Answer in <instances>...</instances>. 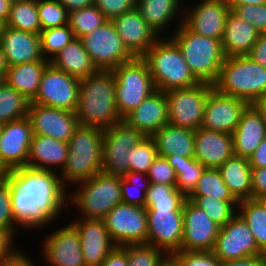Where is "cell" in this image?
Wrapping results in <instances>:
<instances>
[{
  "label": "cell",
  "mask_w": 266,
  "mask_h": 266,
  "mask_svg": "<svg viewBox=\"0 0 266 266\" xmlns=\"http://www.w3.org/2000/svg\"><path fill=\"white\" fill-rule=\"evenodd\" d=\"M19 228L21 227L14 219L12 212L10 180L5 175L0 180V229L10 233L16 239Z\"/></svg>",
  "instance_id": "48"
},
{
  "label": "cell",
  "mask_w": 266,
  "mask_h": 266,
  "mask_svg": "<svg viewBox=\"0 0 266 266\" xmlns=\"http://www.w3.org/2000/svg\"><path fill=\"white\" fill-rule=\"evenodd\" d=\"M28 117L33 135H44L68 143L79 126L75 112L30 103Z\"/></svg>",
  "instance_id": "21"
},
{
  "label": "cell",
  "mask_w": 266,
  "mask_h": 266,
  "mask_svg": "<svg viewBox=\"0 0 266 266\" xmlns=\"http://www.w3.org/2000/svg\"><path fill=\"white\" fill-rule=\"evenodd\" d=\"M158 156L155 142L151 136H146L139 144L128 151L130 171L145 173Z\"/></svg>",
  "instance_id": "45"
},
{
  "label": "cell",
  "mask_w": 266,
  "mask_h": 266,
  "mask_svg": "<svg viewBox=\"0 0 266 266\" xmlns=\"http://www.w3.org/2000/svg\"><path fill=\"white\" fill-rule=\"evenodd\" d=\"M30 256L21 250H17L10 258L6 259L0 266H35Z\"/></svg>",
  "instance_id": "58"
},
{
  "label": "cell",
  "mask_w": 266,
  "mask_h": 266,
  "mask_svg": "<svg viewBox=\"0 0 266 266\" xmlns=\"http://www.w3.org/2000/svg\"><path fill=\"white\" fill-rule=\"evenodd\" d=\"M121 178L99 172L89 179L76 183L73 192L71 188L68 191V204H73V208L78 209L79 218L103 220L107 213L122 203Z\"/></svg>",
  "instance_id": "7"
},
{
  "label": "cell",
  "mask_w": 266,
  "mask_h": 266,
  "mask_svg": "<svg viewBox=\"0 0 266 266\" xmlns=\"http://www.w3.org/2000/svg\"><path fill=\"white\" fill-rule=\"evenodd\" d=\"M6 23L8 27L40 34L41 24L38 16L37 0L12 2Z\"/></svg>",
  "instance_id": "38"
},
{
  "label": "cell",
  "mask_w": 266,
  "mask_h": 266,
  "mask_svg": "<svg viewBox=\"0 0 266 266\" xmlns=\"http://www.w3.org/2000/svg\"><path fill=\"white\" fill-rule=\"evenodd\" d=\"M107 21L104 14L94 5L69 12L68 24L75 38L91 33Z\"/></svg>",
  "instance_id": "41"
},
{
  "label": "cell",
  "mask_w": 266,
  "mask_h": 266,
  "mask_svg": "<svg viewBox=\"0 0 266 266\" xmlns=\"http://www.w3.org/2000/svg\"><path fill=\"white\" fill-rule=\"evenodd\" d=\"M78 232L86 266H101L117 247L111 239L102 219L74 218L70 222Z\"/></svg>",
  "instance_id": "22"
},
{
  "label": "cell",
  "mask_w": 266,
  "mask_h": 266,
  "mask_svg": "<svg viewBox=\"0 0 266 266\" xmlns=\"http://www.w3.org/2000/svg\"><path fill=\"white\" fill-rule=\"evenodd\" d=\"M197 2V3H196ZM196 4V5H195ZM183 24L192 32L221 40L230 11L224 0H199L185 4ZM190 6V7H189Z\"/></svg>",
  "instance_id": "15"
},
{
  "label": "cell",
  "mask_w": 266,
  "mask_h": 266,
  "mask_svg": "<svg viewBox=\"0 0 266 266\" xmlns=\"http://www.w3.org/2000/svg\"><path fill=\"white\" fill-rule=\"evenodd\" d=\"M212 253L221 262H224L263 252L257 247L248 225L236 214L229 222L220 227Z\"/></svg>",
  "instance_id": "16"
},
{
  "label": "cell",
  "mask_w": 266,
  "mask_h": 266,
  "mask_svg": "<svg viewBox=\"0 0 266 266\" xmlns=\"http://www.w3.org/2000/svg\"><path fill=\"white\" fill-rule=\"evenodd\" d=\"M137 0H94L96 6L107 20H112L136 8Z\"/></svg>",
  "instance_id": "52"
},
{
  "label": "cell",
  "mask_w": 266,
  "mask_h": 266,
  "mask_svg": "<svg viewBox=\"0 0 266 266\" xmlns=\"http://www.w3.org/2000/svg\"><path fill=\"white\" fill-rule=\"evenodd\" d=\"M266 194V167L252 168V199Z\"/></svg>",
  "instance_id": "53"
},
{
  "label": "cell",
  "mask_w": 266,
  "mask_h": 266,
  "mask_svg": "<svg viewBox=\"0 0 266 266\" xmlns=\"http://www.w3.org/2000/svg\"><path fill=\"white\" fill-rule=\"evenodd\" d=\"M32 125L28 116L2 124L0 137V170L5 174L27 166Z\"/></svg>",
  "instance_id": "14"
},
{
  "label": "cell",
  "mask_w": 266,
  "mask_h": 266,
  "mask_svg": "<svg viewBox=\"0 0 266 266\" xmlns=\"http://www.w3.org/2000/svg\"><path fill=\"white\" fill-rule=\"evenodd\" d=\"M103 132L97 127L79 125L68 141V156L59 173L67 188L102 172Z\"/></svg>",
  "instance_id": "3"
},
{
  "label": "cell",
  "mask_w": 266,
  "mask_h": 266,
  "mask_svg": "<svg viewBox=\"0 0 266 266\" xmlns=\"http://www.w3.org/2000/svg\"><path fill=\"white\" fill-rule=\"evenodd\" d=\"M248 56L266 68V33H260Z\"/></svg>",
  "instance_id": "56"
},
{
  "label": "cell",
  "mask_w": 266,
  "mask_h": 266,
  "mask_svg": "<svg viewBox=\"0 0 266 266\" xmlns=\"http://www.w3.org/2000/svg\"><path fill=\"white\" fill-rule=\"evenodd\" d=\"M159 156L194 157L195 131L166 124L152 136Z\"/></svg>",
  "instance_id": "31"
},
{
  "label": "cell",
  "mask_w": 266,
  "mask_h": 266,
  "mask_svg": "<svg viewBox=\"0 0 266 266\" xmlns=\"http://www.w3.org/2000/svg\"><path fill=\"white\" fill-rule=\"evenodd\" d=\"M122 248L127 252L129 266H158L166 255L161 249L147 243L125 245Z\"/></svg>",
  "instance_id": "47"
},
{
  "label": "cell",
  "mask_w": 266,
  "mask_h": 266,
  "mask_svg": "<svg viewBox=\"0 0 266 266\" xmlns=\"http://www.w3.org/2000/svg\"><path fill=\"white\" fill-rule=\"evenodd\" d=\"M187 199L205 211L206 215L220 227L237 214L238 202H227L209 195H189Z\"/></svg>",
  "instance_id": "39"
},
{
  "label": "cell",
  "mask_w": 266,
  "mask_h": 266,
  "mask_svg": "<svg viewBox=\"0 0 266 266\" xmlns=\"http://www.w3.org/2000/svg\"><path fill=\"white\" fill-rule=\"evenodd\" d=\"M220 226L203 211L186 200L183 206V251H212Z\"/></svg>",
  "instance_id": "20"
},
{
  "label": "cell",
  "mask_w": 266,
  "mask_h": 266,
  "mask_svg": "<svg viewBox=\"0 0 266 266\" xmlns=\"http://www.w3.org/2000/svg\"><path fill=\"white\" fill-rule=\"evenodd\" d=\"M115 75L112 70H97L79 79L75 111L79 125L107 129L122 121L116 108Z\"/></svg>",
  "instance_id": "2"
},
{
  "label": "cell",
  "mask_w": 266,
  "mask_h": 266,
  "mask_svg": "<svg viewBox=\"0 0 266 266\" xmlns=\"http://www.w3.org/2000/svg\"><path fill=\"white\" fill-rule=\"evenodd\" d=\"M234 155L231 134L199 128L195 131L194 158L205 168H219Z\"/></svg>",
  "instance_id": "26"
},
{
  "label": "cell",
  "mask_w": 266,
  "mask_h": 266,
  "mask_svg": "<svg viewBox=\"0 0 266 266\" xmlns=\"http://www.w3.org/2000/svg\"><path fill=\"white\" fill-rule=\"evenodd\" d=\"M123 120L145 136H152L168 124L166 93L155 90L137 108L129 112Z\"/></svg>",
  "instance_id": "25"
},
{
  "label": "cell",
  "mask_w": 266,
  "mask_h": 266,
  "mask_svg": "<svg viewBox=\"0 0 266 266\" xmlns=\"http://www.w3.org/2000/svg\"><path fill=\"white\" fill-rule=\"evenodd\" d=\"M237 214L253 233L257 247L266 253V211L256 199L238 202Z\"/></svg>",
  "instance_id": "37"
},
{
  "label": "cell",
  "mask_w": 266,
  "mask_h": 266,
  "mask_svg": "<svg viewBox=\"0 0 266 266\" xmlns=\"http://www.w3.org/2000/svg\"><path fill=\"white\" fill-rule=\"evenodd\" d=\"M150 183L175 185L176 174L166 157L157 156L147 172Z\"/></svg>",
  "instance_id": "50"
},
{
  "label": "cell",
  "mask_w": 266,
  "mask_h": 266,
  "mask_svg": "<svg viewBox=\"0 0 266 266\" xmlns=\"http://www.w3.org/2000/svg\"><path fill=\"white\" fill-rule=\"evenodd\" d=\"M11 2L9 0H0V19L7 22L10 14Z\"/></svg>",
  "instance_id": "64"
},
{
  "label": "cell",
  "mask_w": 266,
  "mask_h": 266,
  "mask_svg": "<svg viewBox=\"0 0 266 266\" xmlns=\"http://www.w3.org/2000/svg\"><path fill=\"white\" fill-rule=\"evenodd\" d=\"M80 39L97 70H113L135 58L124 46L111 20Z\"/></svg>",
  "instance_id": "10"
},
{
  "label": "cell",
  "mask_w": 266,
  "mask_h": 266,
  "mask_svg": "<svg viewBox=\"0 0 266 266\" xmlns=\"http://www.w3.org/2000/svg\"><path fill=\"white\" fill-rule=\"evenodd\" d=\"M218 170L230 193L238 202L252 199V168L249 158L233 155Z\"/></svg>",
  "instance_id": "32"
},
{
  "label": "cell",
  "mask_w": 266,
  "mask_h": 266,
  "mask_svg": "<svg viewBox=\"0 0 266 266\" xmlns=\"http://www.w3.org/2000/svg\"><path fill=\"white\" fill-rule=\"evenodd\" d=\"M251 168L266 167V138L262 140L258 148L249 157Z\"/></svg>",
  "instance_id": "59"
},
{
  "label": "cell",
  "mask_w": 266,
  "mask_h": 266,
  "mask_svg": "<svg viewBox=\"0 0 266 266\" xmlns=\"http://www.w3.org/2000/svg\"><path fill=\"white\" fill-rule=\"evenodd\" d=\"M190 195H209L227 202H238L230 193L217 168H206Z\"/></svg>",
  "instance_id": "42"
},
{
  "label": "cell",
  "mask_w": 266,
  "mask_h": 266,
  "mask_svg": "<svg viewBox=\"0 0 266 266\" xmlns=\"http://www.w3.org/2000/svg\"><path fill=\"white\" fill-rule=\"evenodd\" d=\"M214 88L252 105L266 94V68L248 55L225 57Z\"/></svg>",
  "instance_id": "6"
},
{
  "label": "cell",
  "mask_w": 266,
  "mask_h": 266,
  "mask_svg": "<svg viewBox=\"0 0 266 266\" xmlns=\"http://www.w3.org/2000/svg\"><path fill=\"white\" fill-rule=\"evenodd\" d=\"M145 137L142 132L129 126L124 120L104 129L102 172L121 177L129 173L128 151Z\"/></svg>",
  "instance_id": "11"
},
{
  "label": "cell",
  "mask_w": 266,
  "mask_h": 266,
  "mask_svg": "<svg viewBox=\"0 0 266 266\" xmlns=\"http://www.w3.org/2000/svg\"><path fill=\"white\" fill-rule=\"evenodd\" d=\"M158 266H182V264L173 254H166Z\"/></svg>",
  "instance_id": "63"
},
{
  "label": "cell",
  "mask_w": 266,
  "mask_h": 266,
  "mask_svg": "<svg viewBox=\"0 0 266 266\" xmlns=\"http://www.w3.org/2000/svg\"><path fill=\"white\" fill-rule=\"evenodd\" d=\"M260 32L230 9L221 39L225 57L249 55Z\"/></svg>",
  "instance_id": "29"
},
{
  "label": "cell",
  "mask_w": 266,
  "mask_h": 266,
  "mask_svg": "<svg viewBox=\"0 0 266 266\" xmlns=\"http://www.w3.org/2000/svg\"><path fill=\"white\" fill-rule=\"evenodd\" d=\"M222 266H266V253L221 262Z\"/></svg>",
  "instance_id": "55"
},
{
  "label": "cell",
  "mask_w": 266,
  "mask_h": 266,
  "mask_svg": "<svg viewBox=\"0 0 266 266\" xmlns=\"http://www.w3.org/2000/svg\"><path fill=\"white\" fill-rule=\"evenodd\" d=\"M5 175L10 180L13 217L22 229L32 232L51 226L68 209V188L59 173L26 166Z\"/></svg>",
  "instance_id": "1"
},
{
  "label": "cell",
  "mask_w": 266,
  "mask_h": 266,
  "mask_svg": "<svg viewBox=\"0 0 266 266\" xmlns=\"http://www.w3.org/2000/svg\"><path fill=\"white\" fill-rule=\"evenodd\" d=\"M40 244L41 259L48 266H86L78 232L71 223L55 228Z\"/></svg>",
  "instance_id": "17"
},
{
  "label": "cell",
  "mask_w": 266,
  "mask_h": 266,
  "mask_svg": "<svg viewBox=\"0 0 266 266\" xmlns=\"http://www.w3.org/2000/svg\"><path fill=\"white\" fill-rule=\"evenodd\" d=\"M182 266H222L212 251H178L173 254Z\"/></svg>",
  "instance_id": "51"
},
{
  "label": "cell",
  "mask_w": 266,
  "mask_h": 266,
  "mask_svg": "<svg viewBox=\"0 0 266 266\" xmlns=\"http://www.w3.org/2000/svg\"><path fill=\"white\" fill-rule=\"evenodd\" d=\"M187 197L176 185L150 183L146 192V210H183Z\"/></svg>",
  "instance_id": "35"
},
{
  "label": "cell",
  "mask_w": 266,
  "mask_h": 266,
  "mask_svg": "<svg viewBox=\"0 0 266 266\" xmlns=\"http://www.w3.org/2000/svg\"><path fill=\"white\" fill-rule=\"evenodd\" d=\"M1 131H2V124L0 123V137H1Z\"/></svg>",
  "instance_id": "68"
},
{
  "label": "cell",
  "mask_w": 266,
  "mask_h": 266,
  "mask_svg": "<svg viewBox=\"0 0 266 266\" xmlns=\"http://www.w3.org/2000/svg\"><path fill=\"white\" fill-rule=\"evenodd\" d=\"M103 220L117 247L147 243L148 222L145 207L120 203Z\"/></svg>",
  "instance_id": "12"
},
{
  "label": "cell",
  "mask_w": 266,
  "mask_h": 266,
  "mask_svg": "<svg viewBox=\"0 0 266 266\" xmlns=\"http://www.w3.org/2000/svg\"><path fill=\"white\" fill-rule=\"evenodd\" d=\"M243 20L251 23L260 33H266V4H246L232 9Z\"/></svg>",
  "instance_id": "49"
},
{
  "label": "cell",
  "mask_w": 266,
  "mask_h": 266,
  "mask_svg": "<svg viewBox=\"0 0 266 266\" xmlns=\"http://www.w3.org/2000/svg\"><path fill=\"white\" fill-rule=\"evenodd\" d=\"M147 244L166 254L181 251L183 239V210H146Z\"/></svg>",
  "instance_id": "19"
},
{
  "label": "cell",
  "mask_w": 266,
  "mask_h": 266,
  "mask_svg": "<svg viewBox=\"0 0 266 266\" xmlns=\"http://www.w3.org/2000/svg\"><path fill=\"white\" fill-rule=\"evenodd\" d=\"M166 159L175 170L176 188L188 197L206 168L194 157L174 158V155H169Z\"/></svg>",
  "instance_id": "36"
},
{
  "label": "cell",
  "mask_w": 266,
  "mask_h": 266,
  "mask_svg": "<svg viewBox=\"0 0 266 266\" xmlns=\"http://www.w3.org/2000/svg\"><path fill=\"white\" fill-rule=\"evenodd\" d=\"M116 108L123 119L155 90L147 63L141 57L114 68Z\"/></svg>",
  "instance_id": "8"
},
{
  "label": "cell",
  "mask_w": 266,
  "mask_h": 266,
  "mask_svg": "<svg viewBox=\"0 0 266 266\" xmlns=\"http://www.w3.org/2000/svg\"><path fill=\"white\" fill-rule=\"evenodd\" d=\"M141 58L147 63L156 90L167 92L200 83L170 37H160Z\"/></svg>",
  "instance_id": "5"
},
{
  "label": "cell",
  "mask_w": 266,
  "mask_h": 266,
  "mask_svg": "<svg viewBox=\"0 0 266 266\" xmlns=\"http://www.w3.org/2000/svg\"><path fill=\"white\" fill-rule=\"evenodd\" d=\"M39 36L42 56L48 61L75 39L69 24L41 30Z\"/></svg>",
  "instance_id": "44"
},
{
  "label": "cell",
  "mask_w": 266,
  "mask_h": 266,
  "mask_svg": "<svg viewBox=\"0 0 266 266\" xmlns=\"http://www.w3.org/2000/svg\"><path fill=\"white\" fill-rule=\"evenodd\" d=\"M48 63L43 59L6 67L4 82L31 102L38 93L42 72Z\"/></svg>",
  "instance_id": "33"
},
{
  "label": "cell",
  "mask_w": 266,
  "mask_h": 266,
  "mask_svg": "<svg viewBox=\"0 0 266 266\" xmlns=\"http://www.w3.org/2000/svg\"><path fill=\"white\" fill-rule=\"evenodd\" d=\"M230 9H233L235 6L246 5V4H255L262 5L266 4V0H224Z\"/></svg>",
  "instance_id": "61"
},
{
  "label": "cell",
  "mask_w": 266,
  "mask_h": 266,
  "mask_svg": "<svg viewBox=\"0 0 266 266\" xmlns=\"http://www.w3.org/2000/svg\"><path fill=\"white\" fill-rule=\"evenodd\" d=\"M149 186L147 174L130 171L121 178L122 203L144 207Z\"/></svg>",
  "instance_id": "43"
},
{
  "label": "cell",
  "mask_w": 266,
  "mask_h": 266,
  "mask_svg": "<svg viewBox=\"0 0 266 266\" xmlns=\"http://www.w3.org/2000/svg\"><path fill=\"white\" fill-rule=\"evenodd\" d=\"M5 176V173L0 170V180Z\"/></svg>",
  "instance_id": "67"
},
{
  "label": "cell",
  "mask_w": 266,
  "mask_h": 266,
  "mask_svg": "<svg viewBox=\"0 0 266 266\" xmlns=\"http://www.w3.org/2000/svg\"><path fill=\"white\" fill-rule=\"evenodd\" d=\"M170 33L194 77L201 83L214 85L218 80L225 55L221 40L190 31L183 23Z\"/></svg>",
  "instance_id": "4"
},
{
  "label": "cell",
  "mask_w": 266,
  "mask_h": 266,
  "mask_svg": "<svg viewBox=\"0 0 266 266\" xmlns=\"http://www.w3.org/2000/svg\"><path fill=\"white\" fill-rule=\"evenodd\" d=\"M41 30L68 24L69 13L57 0H37Z\"/></svg>",
  "instance_id": "46"
},
{
  "label": "cell",
  "mask_w": 266,
  "mask_h": 266,
  "mask_svg": "<svg viewBox=\"0 0 266 266\" xmlns=\"http://www.w3.org/2000/svg\"><path fill=\"white\" fill-rule=\"evenodd\" d=\"M214 87L209 83L173 89L165 92L168 104V123L196 131L203 122L205 104L209 91Z\"/></svg>",
  "instance_id": "9"
},
{
  "label": "cell",
  "mask_w": 266,
  "mask_h": 266,
  "mask_svg": "<svg viewBox=\"0 0 266 266\" xmlns=\"http://www.w3.org/2000/svg\"><path fill=\"white\" fill-rule=\"evenodd\" d=\"M30 102L6 82L0 84V123L28 116Z\"/></svg>",
  "instance_id": "40"
},
{
  "label": "cell",
  "mask_w": 266,
  "mask_h": 266,
  "mask_svg": "<svg viewBox=\"0 0 266 266\" xmlns=\"http://www.w3.org/2000/svg\"><path fill=\"white\" fill-rule=\"evenodd\" d=\"M256 200L263 206L266 211V194L257 197Z\"/></svg>",
  "instance_id": "65"
},
{
  "label": "cell",
  "mask_w": 266,
  "mask_h": 266,
  "mask_svg": "<svg viewBox=\"0 0 266 266\" xmlns=\"http://www.w3.org/2000/svg\"><path fill=\"white\" fill-rule=\"evenodd\" d=\"M0 58L5 68L43 60L39 34L7 26L0 41Z\"/></svg>",
  "instance_id": "24"
},
{
  "label": "cell",
  "mask_w": 266,
  "mask_h": 266,
  "mask_svg": "<svg viewBox=\"0 0 266 266\" xmlns=\"http://www.w3.org/2000/svg\"><path fill=\"white\" fill-rule=\"evenodd\" d=\"M231 135L234 155L249 158L266 138V122L254 106L249 105Z\"/></svg>",
  "instance_id": "28"
},
{
  "label": "cell",
  "mask_w": 266,
  "mask_h": 266,
  "mask_svg": "<svg viewBox=\"0 0 266 266\" xmlns=\"http://www.w3.org/2000/svg\"><path fill=\"white\" fill-rule=\"evenodd\" d=\"M6 27H7V23L3 21L2 19H0V41H1L2 35L5 32Z\"/></svg>",
  "instance_id": "66"
},
{
  "label": "cell",
  "mask_w": 266,
  "mask_h": 266,
  "mask_svg": "<svg viewBox=\"0 0 266 266\" xmlns=\"http://www.w3.org/2000/svg\"><path fill=\"white\" fill-rule=\"evenodd\" d=\"M252 105L261 114L263 120L266 122V94L258 98Z\"/></svg>",
  "instance_id": "62"
},
{
  "label": "cell",
  "mask_w": 266,
  "mask_h": 266,
  "mask_svg": "<svg viewBox=\"0 0 266 266\" xmlns=\"http://www.w3.org/2000/svg\"><path fill=\"white\" fill-rule=\"evenodd\" d=\"M111 21L124 46L134 57H142L160 38L136 8Z\"/></svg>",
  "instance_id": "23"
},
{
  "label": "cell",
  "mask_w": 266,
  "mask_h": 266,
  "mask_svg": "<svg viewBox=\"0 0 266 266\" xmlns=\"http://www.w3.org/2000/svg\"><path fill=\"white\" fill-rule=\"evenodd\" d=\"M249 104L237 97L209 91L201 128L232 134Z\"/></svg>",
  "instance_id": "18"
},
{
  "label": "cell",
  "mask_w": 266,
  "mask_h": 266,
  "mask_svg": "<svg viewBox=\"0 0 266 266\" xmlns=\"http://www.w3.org/2000/svg\"><path fill=\"white\" fill-rule=\"evenodd\" d=\"M101 266H129L127 252L122 247H116Z\"/></svg>",
  "instance_id": "57"
},
{
  "label": "cell",
  "mask_w": 266,
  "mask_h": 266,
  "mask_svg": "<svg viewBox=\"0 0 266 266\" xmlns=\"http://www.w3.org/2000/svg\"><path fill=\"white\" fill-rule=\"evenodd\" d=\"M183 1L186 0H137L136 9L159 37L162 34L167 37L165 31L169 26H174L172 24L178 20L174 26L176 29L183 22Z\"/></svg>",
  "instance_id": "27"
},
{
  "label": "cell",
  "mask_w": 266,
  "mask_h": 266,
  "mask_svg": "<svg viewBox=\"0 0 266 266\" xmlns=\"http://www.w3.org/2000/svg\"><path fill=\"white\" fill-rule=\"evenodd\" d=\"M60 2L69 12L83 9L90 5H93L94 0H57Z\"/></svg>",
  "instance_id": "60"
},
{
  "label": "cell",
  "mask_w": 266,
  "mask_h": 266,
  "mask_svg": "<svg viewBox=\"0 0 266 266\" xmlns=\"http://www.w3.org/2000/svg\"><path fill=\"white\" fill-rule=\"evenodd\" d=\"M79 97V79L48 63L42 72L36 97L30 102L75 112Z\"/></svg>",
  "instance_id": "13"
},
{
  "label": "cell",
  "mask_w": 266,
  "mask_h": 266,
  "mask_svg": "<svg viewBox=\"0 0 266 266\" xmlns=\"http://www.w3.org/2000/svg\"><path fill=\"white\" fill-rule=\"evenodd\" d=\"M67 156L68 143L44 135H33L29 148L27 167L59 171L58 173H60L64 168Z\"/></svg>",
  "instance_id": "30"
},
{
  "label": "cell",
  "mask_w": 266,
  "mask_h": 266,
  "mask_svg": "<svg viewBox=\"0 0 266 266\" xmlns=\"http://www.w3.org/2000/svg\"><path fill=\"white\" fill-rule=\"evenodd\" d=\"M9 1L12 3V2H17V1H20V0H9Z\"/></svg>",
  "instance_id": "69"
},
{
  "label": "cell",
  "mask_w": 266,
  "mask_h": 266,
  "mask_svg": "<svg viewBox=\"0 0 266 266\" xmlns=\"http://www.w3.org/2000/svg\"><path fill=\"white\" fill-rule=\"evenodd\" d=\"M49 63L78 79L90 76L97 71L79 38L68 43Z\"/></svg>",
  "instance_id": "34"
},
{
  "label": "cell",
  "mask_w": 266,
  "mask_h": 266,
  "mask_svg": "<svg viewBox=\"0 0 266 266\" xmlns=\"http://www.w3.org/2000/svg\"><path fill=\"white\" fill-rule=\"evenodd\" d=\"M15 240L10 233L0 229V264L19 250L15 247Z\"/></svg>",
  "instance_id": "54"
}]
</instances>
